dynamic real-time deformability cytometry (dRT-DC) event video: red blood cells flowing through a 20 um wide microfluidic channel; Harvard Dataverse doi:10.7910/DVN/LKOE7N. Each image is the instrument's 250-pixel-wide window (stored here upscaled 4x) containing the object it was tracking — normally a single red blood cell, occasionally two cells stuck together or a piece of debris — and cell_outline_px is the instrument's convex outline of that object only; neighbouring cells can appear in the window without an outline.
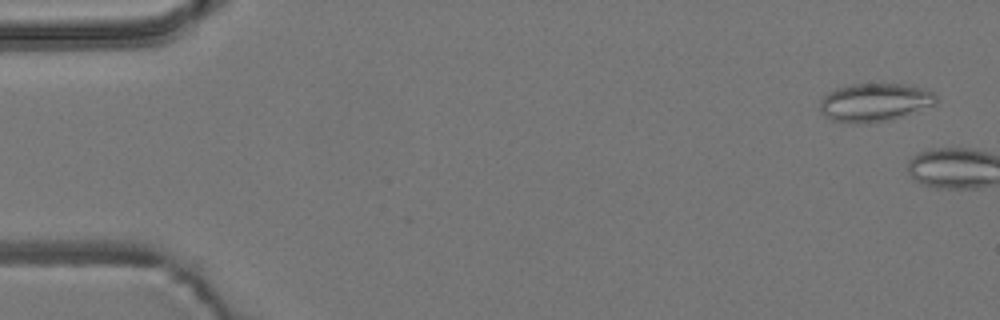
{"species": "common noctule bat (a hibernating species)", "species_latin": "Nyctalus noctula", "temperature_condition": "room temperature", "stored_images_in_passage": 4, "camera_frame_rate_fps": 3000, "um_per_image_px": 0.085, "animal": {"sex": "male", "body_mass_g": 19.2, "forearm_length_mm": 51.8}, "frame": {"image": 1, "passage_image": 1, "time_ms": 0.0, "image_size_px": [1000, 320], "cell_outline_px": [[936, 104], [892, 120], [872, 124], [852, 124], [832, 120], [824, 116], [820, 112], [820, 100], [828, 92], [836, 88], [852, 84], [908, 84], [932, 92], [936, 96]], "centroid_in_image_um": [74.31, 8.73], "position_along_channel_um": 10.7, "area_um2": 26.24}}